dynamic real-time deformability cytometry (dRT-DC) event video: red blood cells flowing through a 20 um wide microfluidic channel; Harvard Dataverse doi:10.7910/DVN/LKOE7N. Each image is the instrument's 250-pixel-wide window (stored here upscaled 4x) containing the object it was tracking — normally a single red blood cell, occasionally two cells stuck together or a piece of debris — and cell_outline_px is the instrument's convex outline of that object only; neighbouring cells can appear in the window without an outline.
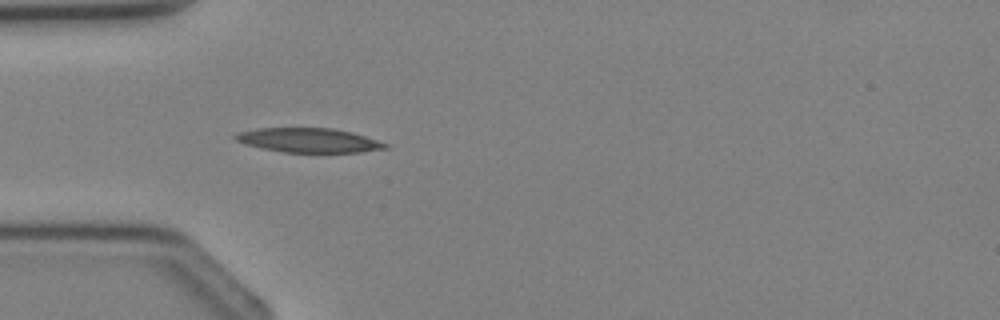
{"species": "Egyptian fruit bat (a non-hibernating species)", "species_latin": "Rousettus aegyptiacus", "temperature_condition": "cold", "stored_images_in_passage": 4, "camera_frame_rate_fps": 3000, "um_per_image_px": 0.085, "animal": {"sex": "female"}, "frame": {"image": 1, "passage_image": 4, "time_ms": 3.333, "image_size_px": [1000, 320], "cell_outline_px": [[388, 148], [360, 152], [284, 152], [260, 148], [244, 144], [236, 140], [232, 136], [236, 132], [256, 128], [332, 128], [352, 132], [388, 144]], "centroid_in_image_um": [26.17, 11.92], "position_along_channel_um": 58.8, "area_um2": 21.27}}